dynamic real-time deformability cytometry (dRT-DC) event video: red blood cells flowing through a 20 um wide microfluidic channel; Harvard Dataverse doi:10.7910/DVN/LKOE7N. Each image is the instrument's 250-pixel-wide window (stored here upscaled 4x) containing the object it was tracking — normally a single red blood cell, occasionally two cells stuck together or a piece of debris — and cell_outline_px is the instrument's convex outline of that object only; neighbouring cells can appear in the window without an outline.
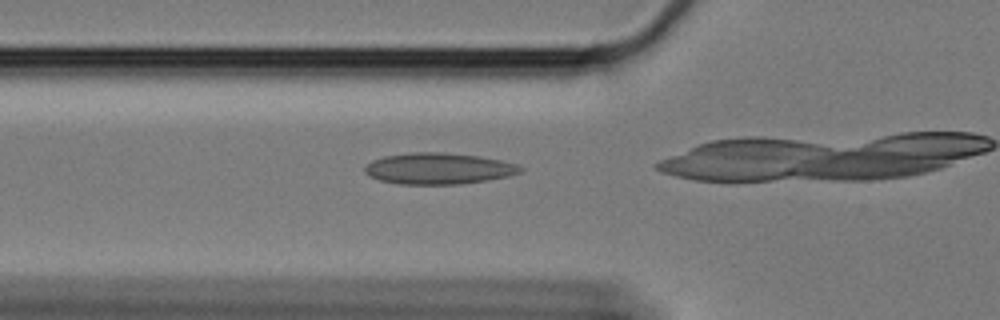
{"species": "Egyptian fruit bat (a non-hibernating species)", "species_latin": "Rousettus aegyptiacus", "temperature_condition": "cold", "stored_images_in_passage": 41, "camera_frame_rate_fps": 3000, "um_per_image_px": 0.085, "animal": {"sex": "female"}, "frame": {"image": 1, "passage_image": 15, "time_ms": 4.667, "image_size_px": [1000, 320], "cell_outline_px": [[524, 168], [520, 172], [508, 176], [488, 180], [460, 184], [400, 184], [380, 180], [364, 172], [364, 168], [372, 160], [384, 156], [412, 152], [440, 152], [480, 156], [500, 160], [516, 164]], "centroid_in_image_um": [37.28, 14.32], "position_along_channel_um": 88.5, "area_um2": 28.21}}
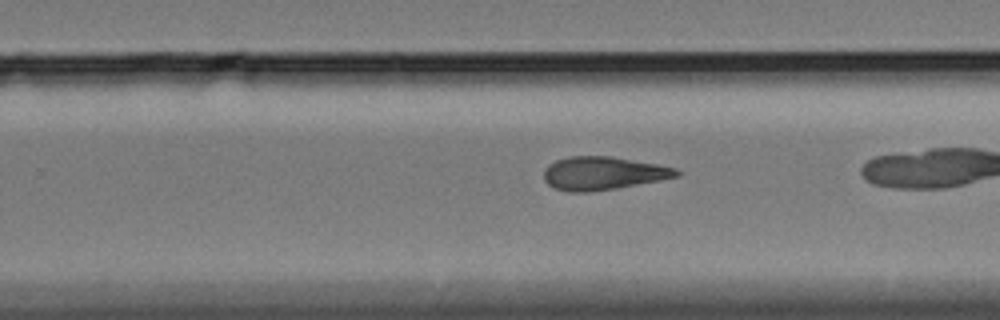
{"frame": {"image": 2, "passage_image": 32, "time_ms": 10.333, "image_size_px": [1000, 320], "cell_outline_px": [[680, 176], [660, 180], [616, 188], [584, 192], [568, 192], [556, 188], [548, 184], [544, 180], [544, 168], [548, 164], [556, 160], [568, 156], [612, 156], [656, 164], [676, 168], [680, 172]], "centroid_in_image_um": [51.24, 14.72], "position_along_channel_um": 278.6, "area_um2": 25.61}}
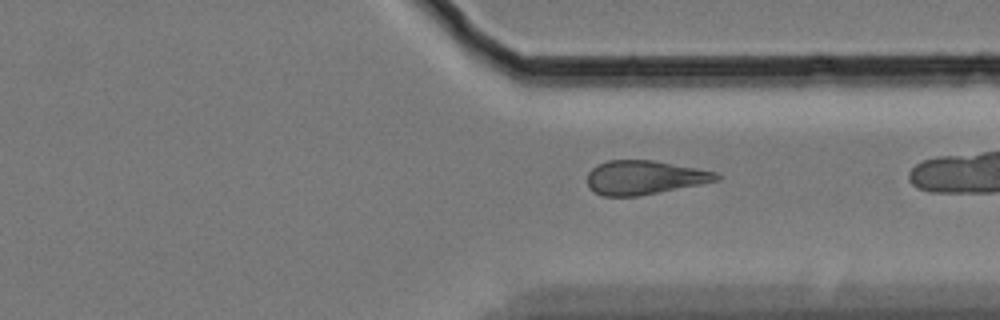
{"frame": {"image": 3, "passage_image": 39, "time_ms": 12.667, "image_size_px": [1000, 320], "cell_outline_px": [[720, 180], [700, 184], [636, 196], [604, 196], [596, 192], [588, 184], [588, 172], [596, 164], [608, 160], [652, 160], [716, 172], [720, 176]], "centroid_in_image_um": [54.75, 15.07], "position_along_channel_um": 356.6, "area_um2": 25.14}}